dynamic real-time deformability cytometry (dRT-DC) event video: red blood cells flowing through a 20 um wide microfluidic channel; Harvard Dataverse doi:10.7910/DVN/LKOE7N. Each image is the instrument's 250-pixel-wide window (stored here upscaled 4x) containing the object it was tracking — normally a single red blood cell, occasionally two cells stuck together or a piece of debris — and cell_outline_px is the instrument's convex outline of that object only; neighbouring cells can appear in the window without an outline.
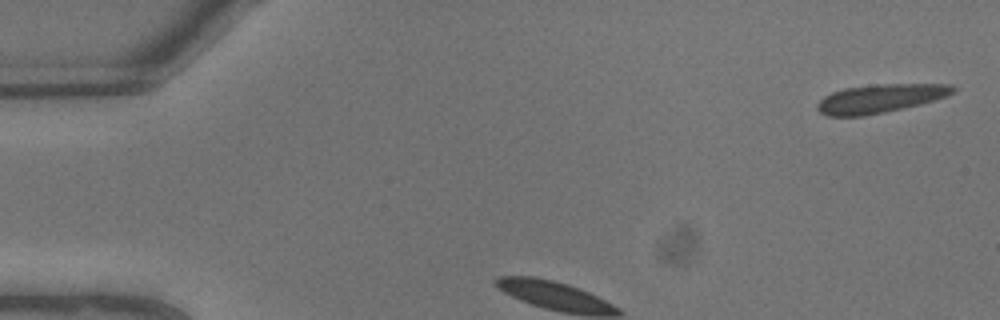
{"species": "common noctule bat (a hibernating species)", "species_latin": "Nyctalus noctula", "temperature_condition": "warm", "stored_images_in_passage": 4, "camera_frame_rate_fps": 3000, "um_per_image_px": 0.085, "animal": {"sex": "male", "body_mass_g": 13.3}, "frame": {"image": 1, "passage_image": 1, "time_ms": 0.0, "image_size_px": [1000, 320], "cell_outline_px": [[956, 92], [948, 96], [920, 104], [884, 112], [864, 116], [828, 116], [820, 112], [816, 108], [816, 104], [824, 96], [832, 92], [844, 88], [880, 84], [952, 84], [956, 88]], "centroid_in_image_um": [74.82, 8.37], "position_along_channel_um": 10.2, "area_um2": 22.6}}
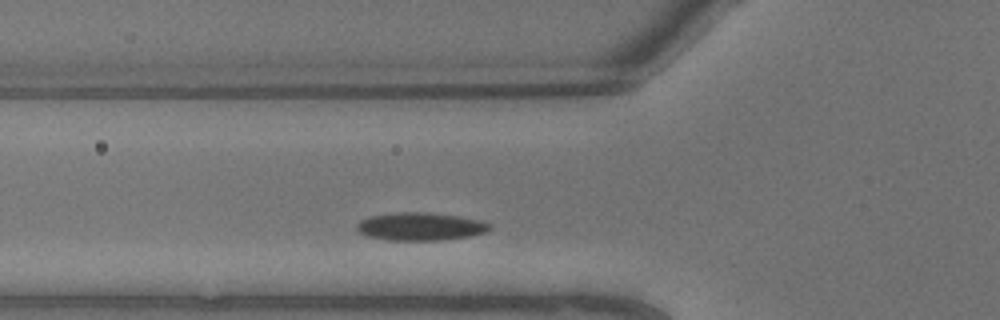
{"frame": {"image": 2, "passage_image": 4, "time_ms": 1.0, "image_size_px": [1000, 320], "cell_outline_px": [[492, 228], [484, 232], [472, 236], [440, 240], [388, 240], [368, 236], [360, 232], [356, 228], [356, 224], [360, 220], [368, 216], [400, 212], [424, 212], [456, 216], [480, 220], [492, 224]], "centroid_in_image_um": [35.73, 19.25], "position_along_channel_um": 90.1, "area_um2": 21.56}}